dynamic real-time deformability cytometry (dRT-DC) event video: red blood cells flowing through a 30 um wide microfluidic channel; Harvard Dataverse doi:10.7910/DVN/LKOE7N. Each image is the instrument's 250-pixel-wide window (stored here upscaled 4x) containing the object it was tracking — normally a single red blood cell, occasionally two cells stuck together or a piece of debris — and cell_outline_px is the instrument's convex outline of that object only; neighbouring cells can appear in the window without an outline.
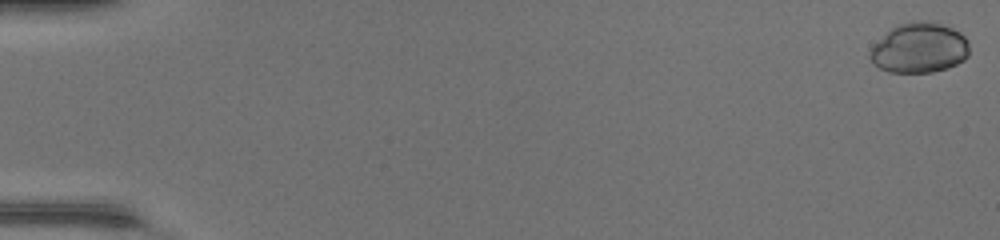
{"species": "common noctule bat (a hibernating species)", "species_latin": "Nyctalus noctula", "temperature_condition": "warm", "stored_images_in_passage": 49, "camera_frame_rate_fps": 3000, "um_per_image_px": 0.085, "animal": {"sex": "female", "body_mass_g": 17.0, "forearm_length_mm": 48.0}, "frame": {"image": 1, "passage_image": 1, "time_ms": 0.0, "image_size_px": [1000, 240], "cell_outline_px": [[968, 56], [964, 60], [948, 68], [932, 72], [888, 72], [872, 64], [868, 56], [868, 52], [896, 24], [912, 20], [932, 20], [952, 28], [960, 32], [968, 40]], "centroid_in_image_um": [78.15, 4.06], "position_along_channel_um": 6.8, "area_um2": 29.25}}
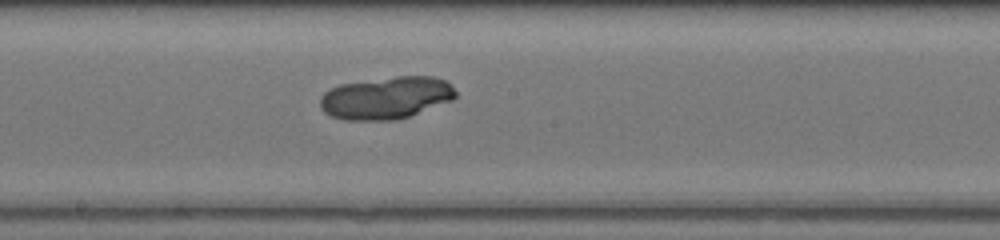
{"frame": {"image": 2, "passage_image": 28, "time_ms": 9.0, "image_size_px": [1000, 240], "cell_outline_px": [[456, 96], [452, 100], [408, 116], [396, 120], [344, 120], [332, 116], [324, 112], [320, 108], [320, 96], [328, 88], [340, 84], [396, 76], [432, 76], [448, 80], [456, 92]], "centroid_in_image_um": [32.8, 8.3], "position_along_channel_um": 215.4, "area_um2": 33.58}}
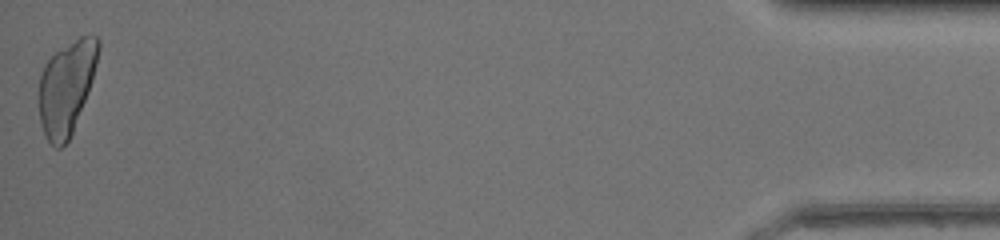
{"frame": {"image": 3, "passage_image": 49, "time_ms": 16.0, "image_size_px": [1000, 240], "cell_outline_px": [[100, 48], [92, 80], [88, 92], [72, 132], [68, 140], [60, 148], [56, 148], [48, 140], [44, 132], [40, 120], [40, 76], [44, 64], [56, 52], [80, 36], [96, 36], [100, 40]], "centroid_in_image_um": [5.67, 7.41], "position_along_channel_um": 429.5, "area_um2": 31.62}}